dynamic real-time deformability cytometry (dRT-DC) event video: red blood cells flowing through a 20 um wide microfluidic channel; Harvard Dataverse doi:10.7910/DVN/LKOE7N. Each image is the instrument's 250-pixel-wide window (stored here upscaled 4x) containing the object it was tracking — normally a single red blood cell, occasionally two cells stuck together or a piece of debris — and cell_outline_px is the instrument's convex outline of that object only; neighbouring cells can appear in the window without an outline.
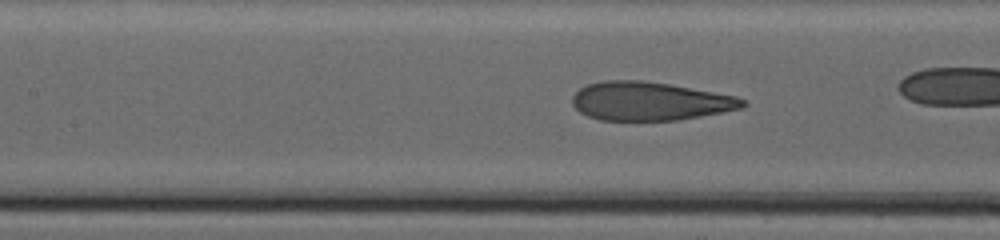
{"species": "human", "species_latin": "Homo sapiens", "temperature_condition": "warm", "stored_images_in_passage": 43, "camera_frame_rate_fps": 3000, "um_per_image_px": 0.085, "donor": {"sex": "female"}, "frame": {"image": 1, "passage_image": 19, "time_ms": 6.0, "image_size_px": [1000, 240], "cell_outline_px": [[748, 104], [744, 108], [700, 116], [676, 120], [600, 120], [588, 116], [580, 112], [572, 104], [572, 96], [580, 88], [588, 84], [604, 80], [640, 80], [672, 84], [736, 96], [744, 100]], "centroid_in_image_um": [55.24, 8.59], "position_along_channel_um": 152.2, "area_um2": 38.32}}